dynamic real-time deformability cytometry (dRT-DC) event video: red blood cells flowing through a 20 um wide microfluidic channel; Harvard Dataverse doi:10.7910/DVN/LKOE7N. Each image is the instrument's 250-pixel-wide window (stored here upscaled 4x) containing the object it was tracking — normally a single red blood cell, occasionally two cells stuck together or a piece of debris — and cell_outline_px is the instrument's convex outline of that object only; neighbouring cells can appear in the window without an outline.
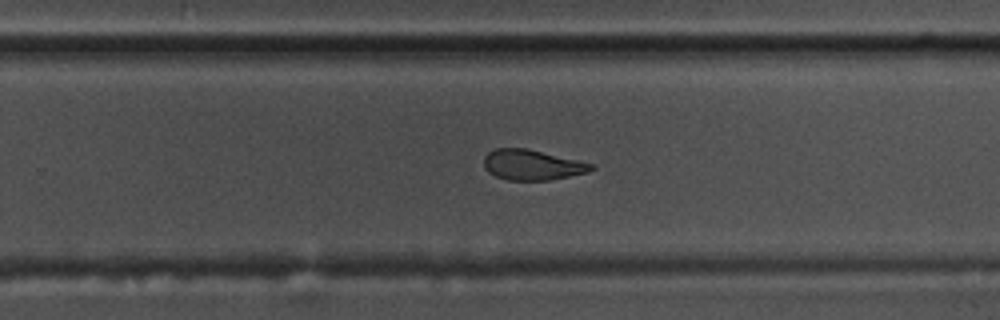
{"species": "common noctule bat (a hibernating species)", "species_latin": "Nyctalus noctula", "temperature_condition": "warm", "stored_images_in_passage": 57, "camera_frame_rate_fps": 3000, "um_per_image_px": 0.085, "animal": {"sex": "male", "body_mass_g": 17.5, "forearm_length_mm": 52.3}, "frame": {"image": 1, "passage_image": 37, "time_ms": 12.0, "image_size_px": [1000, 320], "cell_outline_px": [[596, 168], [588, 172], [548, 180], [508, 180], [496, 176], [488, 172], [484, 168], [484, 156], [488, 152], [496, 148], [528, 148], [580, 160], [592, 164]], "centroid_in_image_um": [45.23, 14.0], "position_along_channel_um": 284.6, "area_um2": 19.07}}
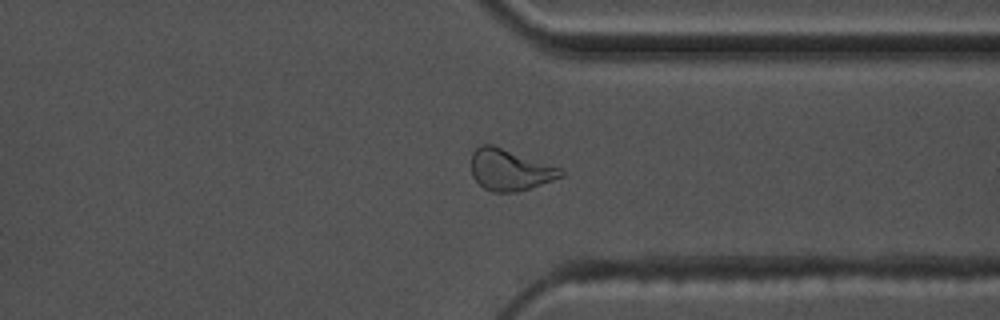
{"frame": {"image": 2, "passage_image": 44, "time_ms": 14.333, "image_size_px": [1000, 320], "cell_outline_px": [[564, 176], [520, 192], [492, 192], [484, 188], [472, 176], [472, 152], [480, 144], [492, 144], [560, 168], [564, 172]], "centroid_in_image_um": [43.33, 14.44], "position_along_channel_um": 368.1, "area_um2": 21.5}}
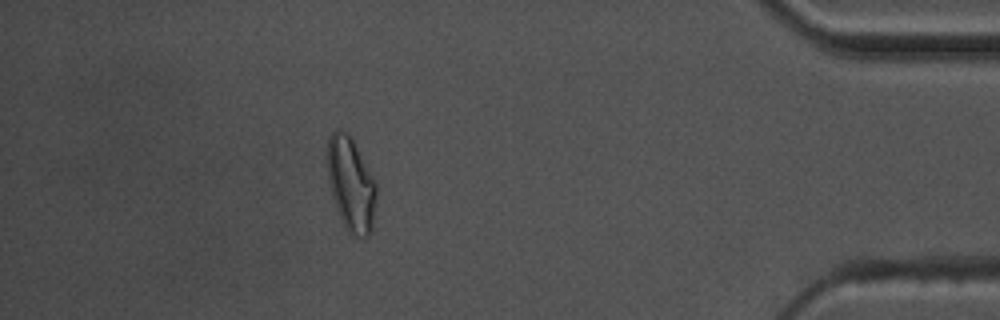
{"frame": {"image": 3, "passage_image": 51, "time_ms": 16.667, "image_size_px": [1000, 320], "cell_outline_px": [[376, 200], [372, 232], [368, 236], [356, 236], [344, 224], [336, 208], [332, 196], [328, 180], [328, 136], [336, 128], [340, 128], [348, 132], [352, 136], [376, 180]], "centroid_in_image_um": [29.85, 15.58], "position_along_channel_um": 405.3, "area_um2": 27.05}, "authors_computed_cell_mechanics": {"area_um2": 20.4034, "velocity_mm_per_s": 3.5942, "shape_relaxation_time_tau1_ms": 4.9791, "shape_relaxation_time_tau2_ms": 2.9617, "deformation_change_tau1": 0.1719, "deformation_change_tau2": 0.1079}}